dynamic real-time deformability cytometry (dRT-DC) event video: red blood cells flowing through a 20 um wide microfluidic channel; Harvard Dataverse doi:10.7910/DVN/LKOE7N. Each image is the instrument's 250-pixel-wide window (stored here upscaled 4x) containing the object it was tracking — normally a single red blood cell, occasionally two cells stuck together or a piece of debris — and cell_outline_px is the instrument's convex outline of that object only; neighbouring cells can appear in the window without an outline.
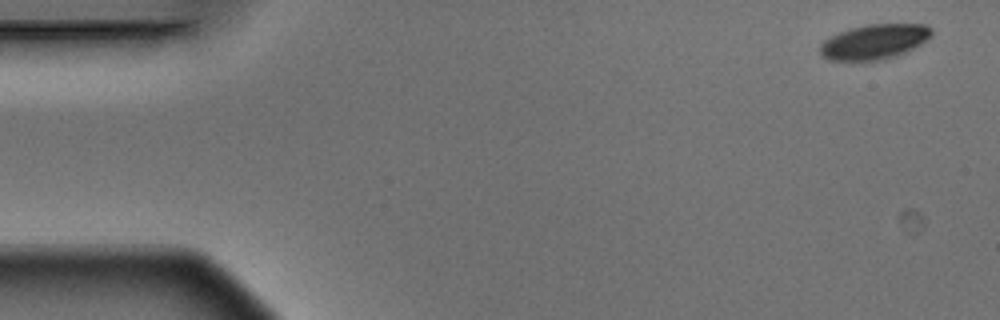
{"species": "Egyptian fruit bat (a non-hibernating species)", "species_latin": "Rousettus aegyptiacus", "temperature_condition": "warm", "stored_images_in_passage": 4, "camera_frame_rate_fps": 3000, "um_per_image_px": 0.085, "animal": {"sex": "male"}, "frame": {"image": 1, "passage_image": 1, "time_ms": 0.0, "image_size_px": [1000, 320], "cell_outline_px": [[932, 36], [928, 40], [896, 56], [880, 60], [828, 60], [820, 52], [820, 44], [824, 40], [840, 32], [852, 28], [868, 24], [924, 24], [932, 28]], "centroid_in_image_um": [74.34, 3.54], "position_along_channel_um": 10.7, "area_um2": 22.48}}
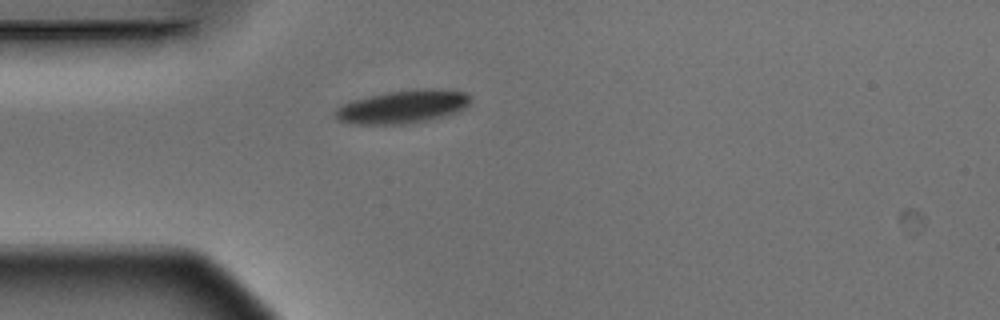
{"frame": {"image": 2, "passage_image": 4, "time_ms": 1.0, "image_size_px": [1000, 320], "cell_outline_px": [[472, 96], [468, 104], [460, 112], [432, 120], [404, 124], [356, 124], [340, 120], [332, 116], [332, 112], [336, 108], [352, 100], [368, 96], [388, 92], [416, 88], [432, 88], [468, 92]], "centroid_in_image_um": [34.27, 9.07], "position_along_channel_um": 50.7, "area_um2": 26.59}}